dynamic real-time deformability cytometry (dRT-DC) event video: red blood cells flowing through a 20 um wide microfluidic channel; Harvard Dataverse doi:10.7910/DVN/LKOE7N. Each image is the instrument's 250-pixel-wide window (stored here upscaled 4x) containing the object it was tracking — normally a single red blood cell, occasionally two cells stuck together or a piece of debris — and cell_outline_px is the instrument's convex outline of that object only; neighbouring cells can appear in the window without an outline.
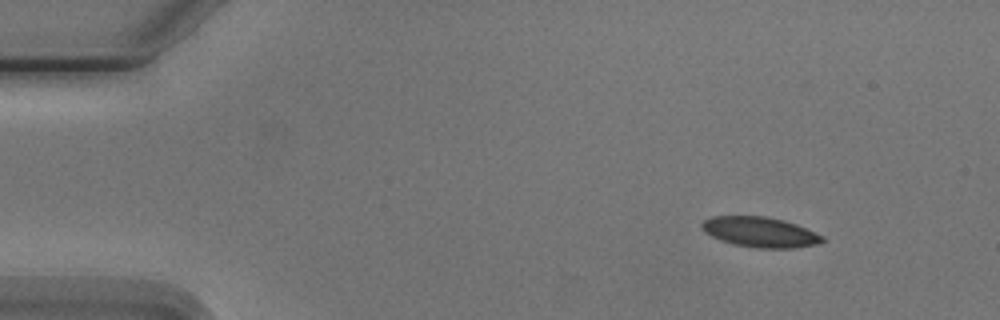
{"species": "Egyptian fruit bat (a non-hibernating species)", "species_latin": "Rousettus aegyptiacus", "temperature_condition": "cold", "stored_images_in_passage": 4, "camera_frame_rate_fps": 3000, "um_per_image_px": 0.085, "animal": {"sex": "male"}, "frame": {"image": 1, "passage_image": 1, "time_ms": 0.0, "image_size_px": [1000, 320], "cell_outline_px": [[824, 240], [816, 244], [796, 248], [752, 248], [732, 244], [720, 240], [704, 232], [700, 228], [700, 224], [704, 220], [712, 216], [764, 216], [796, 224], [824, 236]], "centroid_in_image_um": [64.56, 19.73], "position_along_channel_um": 20.4, "area_um2": 21.27}}
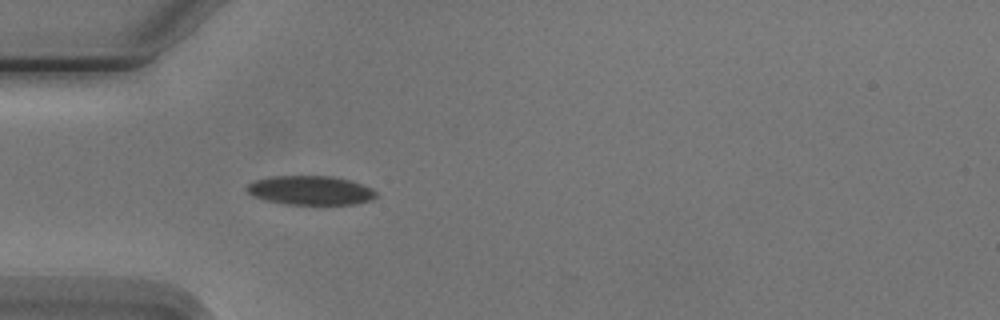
{"frame": {"image": 2, "passage_image": 4, "time_ms": 3.333, "image_size_px": [1000, 320], "cell_outline_px": [[376, 196], [372, 200], [356, 204], [288, 204], [264, 200], [252, 196], [244, 188], [248, 184], [256, 180], [272, 176], [332, 176], [348, 180], [372, 188], [376, 192]], "centroid_in_image_um": [26.37, 16.18], "position_along_channel_um": 58.6, "area_um2": 21.85}}